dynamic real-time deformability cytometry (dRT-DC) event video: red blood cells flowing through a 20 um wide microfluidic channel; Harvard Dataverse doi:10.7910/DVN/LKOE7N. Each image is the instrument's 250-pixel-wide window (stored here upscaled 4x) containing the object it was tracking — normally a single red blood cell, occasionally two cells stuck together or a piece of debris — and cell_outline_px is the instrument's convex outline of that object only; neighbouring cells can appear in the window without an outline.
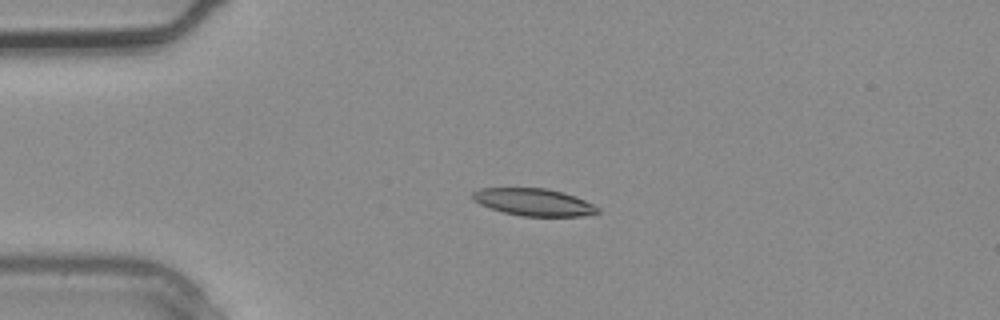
{"species": "common noctule bat (a hibernating species)", "species_latin": "Nyctalus noctula", "temperature_condition": "warm", "stored_images_in_passage": 2, "camera_frame_rate_fps": 3000, "um_per_image_px": 0.085, "animal": {"sex": "male", "body_mass_g": 20.4}, "frame": {"image": 1, "passage_image": 2, "time_ms": 0.333, "image_size_px": [1000, 320], "cell_outline_px": [[600, 212], [584, 216], [520, 216], [504, 212], [480, 204], [472, 200], [472, 192], [480, 188], [544, 188], [564, 192], [584, 200], [600, 208]], "centroid_in_image_um": [45.37, 17.18], "position_along_channel_um": 39.6, "area_um2": 19.83}}